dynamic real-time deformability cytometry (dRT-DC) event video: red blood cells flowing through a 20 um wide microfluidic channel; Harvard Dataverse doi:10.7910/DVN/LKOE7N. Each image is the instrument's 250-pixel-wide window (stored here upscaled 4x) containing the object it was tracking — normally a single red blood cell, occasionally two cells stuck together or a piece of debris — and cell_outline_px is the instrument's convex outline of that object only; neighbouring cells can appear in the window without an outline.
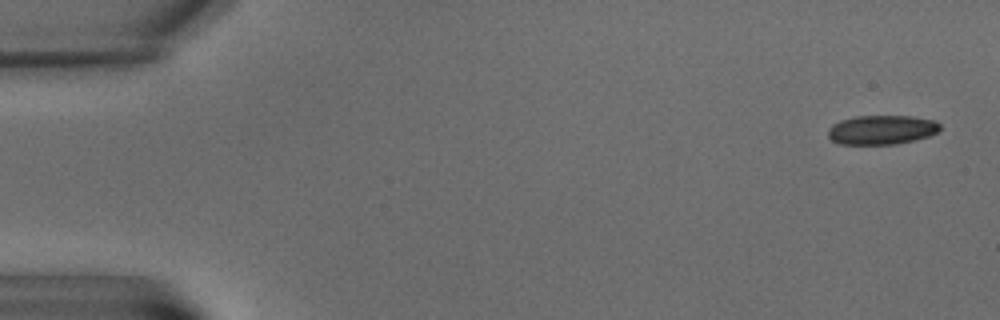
{"species": "common noctule bat (a hibernating species)", "species_latin": "Nyctalus noctula", "temperature_condition": "warm", "stored_images_in_passage": 4, "camera_frame_rate_fps": 3000, "um_per_image_px": 0.085, "animal": {"sex": "male", "body_mass_g": 15.6}, "frame": {"image": 1, "passage_image": 1, "time_ms": 0.0, "image_size_px": [1000, 320], "cell_outline_px": [[940, 128], [936, 132], [928, 136], [896, 144], [840, 144], [832, 140], [828, 136], [828, 128], [832, 124], [840, 120], [856, 116], [912, 116], [936, 120], [940, 124]], "centroid_in_image_um": [74.92, 11.02], "position_along_channel_um": 10.1, "area_um2": 19.07}}
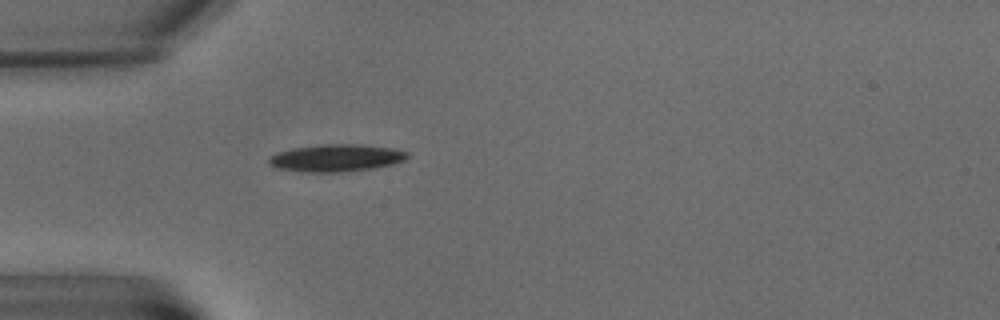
{"frame": {"image": 2, "passage_image": 4, "time_ms": 6.333, "image_size_px": [1000, 320], "cell_outline_px": [[408, 156], [404, 160], [392, 164], [372, 168], [340, 172], [300, 172], [276, 168], [268, 164], [268, 160], [276, 152], [292, 148], [320, 144], [364, 144], [396, 148], [408, 152]], "centroid_in_image_um": [28.56, 13.41], "position_along_channel_um": 56.4, "area_um2": 22.25}}